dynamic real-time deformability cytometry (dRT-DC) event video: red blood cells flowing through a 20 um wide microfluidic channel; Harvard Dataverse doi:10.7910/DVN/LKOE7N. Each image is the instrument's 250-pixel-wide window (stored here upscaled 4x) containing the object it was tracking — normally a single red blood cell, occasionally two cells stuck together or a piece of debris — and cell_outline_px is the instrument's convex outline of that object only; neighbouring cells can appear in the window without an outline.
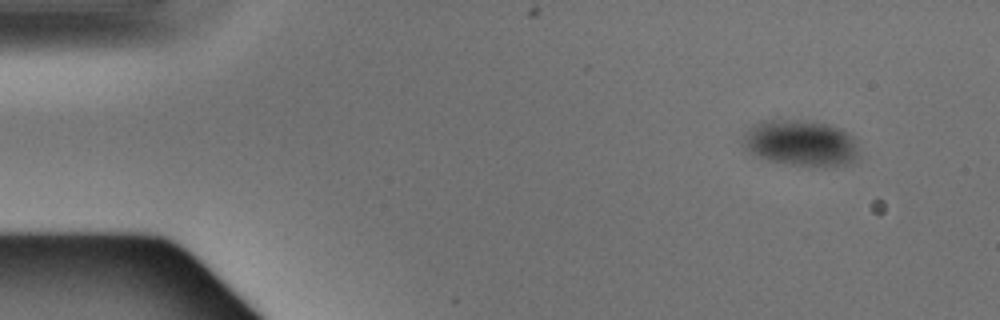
{"species": "Egyptian fruit bat (a non-hibernating species)", "species_latin": "Rousettus aegyptiacus", "temperature_condition": "warm", "stored_images_in_passage": 9, "camera_frame_rate_fps": 3000, "um_per_image_px": 0.085, "animal": {"sex": "male"}, "frame": {"image": 1, "passage_image": 1, "time_ms": 0.0, "image_size_px": [1000, 320], "cell_outline_px": [[856, 156], [852, 164], [824, 168], [792, 164], [768, 160], [752, 156], [744, 148], [744, 132], [760, 120], [808, 120], [828, 124], [840, 128], [848, 132], [852, 136], [856, 148]], "centroid_in_image_um": [68.05, 12.17], "position_along_channel_um": 17.0, "area_um2": 31.5}}
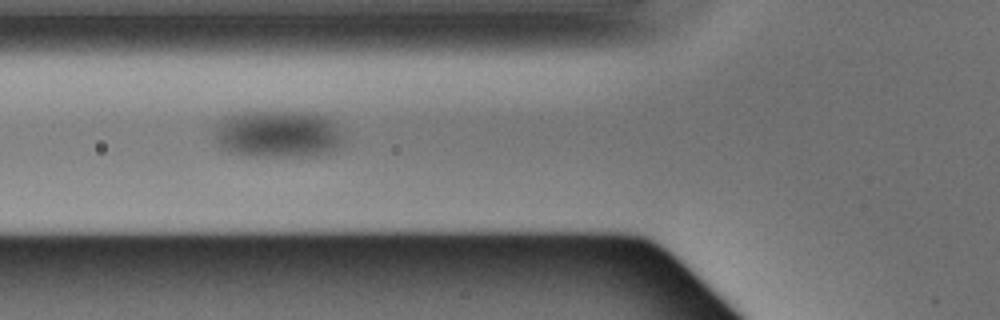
{"frame": {"image": 2, "passage_image": 4, "time_ms": 1.0, "image_size_px": [1000, 320], "cell_outline_px": [[340, 144], [332, 152], [316, 156], [296, 156], [228, 152], [220, 148], [216, 136], [216, 132], [220, 124], [236, 116], [264, 112], [320, 116], [328, 120], [332, 124], [340, 136]], "centroid_in_image_um": [23.65, 11.46], "position_along_channel_um": 102.1, "area_um2": 32.71}}
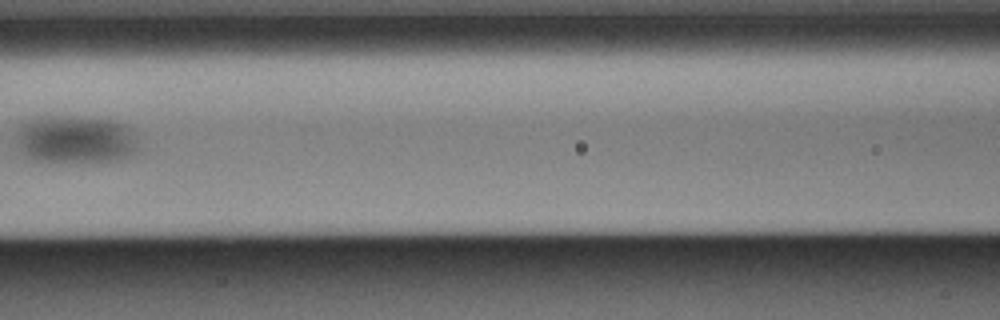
{"frame": {"image": 3, "passage_image": 5, "time_ms": 1.333, "image_size_px": [1000, 320], "cell_outline_px": [[132, 148], [124, 156], [116, 160], [40, 160], [24, 156], [20, 148], [16, 136], [24, 124], [40, 120], [108, 120], [120, 124], [124, 128], [132, 144]], "centroid_in_image_um": [6.28, 11.92], "position_along_channel_um": 160.3, "area_um2": 29.88}}